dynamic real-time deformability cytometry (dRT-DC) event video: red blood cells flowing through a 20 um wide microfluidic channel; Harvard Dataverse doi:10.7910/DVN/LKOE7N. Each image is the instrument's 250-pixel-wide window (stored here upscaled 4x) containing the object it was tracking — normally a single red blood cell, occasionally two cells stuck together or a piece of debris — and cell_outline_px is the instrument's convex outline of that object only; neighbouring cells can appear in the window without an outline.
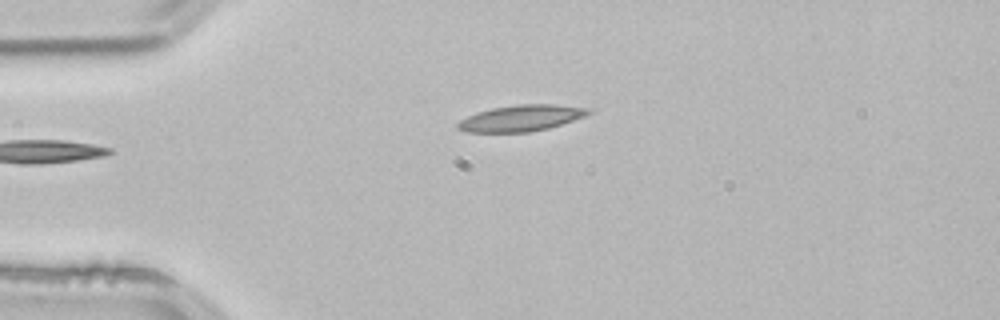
{"species": "common noctule bat (a hibernating species)", "species_latin": "Nyctalus noctula", "temperature_condition": "room temperature", "stored_images_in_passage": 3, "camera_frame_rate_fps": 3000, "um_per_image_px": 0.085, "animal": {"sex": "male", "body_mass_g": 21.5, "forearm_length_mm": 52.0}, "frame": {"image": 1, "passage_image": 2, "time_ms": 0.333, "image_size_px": [1000, 320], "cell_outline_px": [[592, 112], [584, 116], [548, 128], [528, 132], [464, 132], [456, 128], [456, 124], [460, 120], [476, 112], [492, 108], [516, 104], [556, 104], [592, 108]], "centroid_in_image_um": [44.28, 10.03], "position_along_channel_um": 40.7, "area_um2": 20.0}}
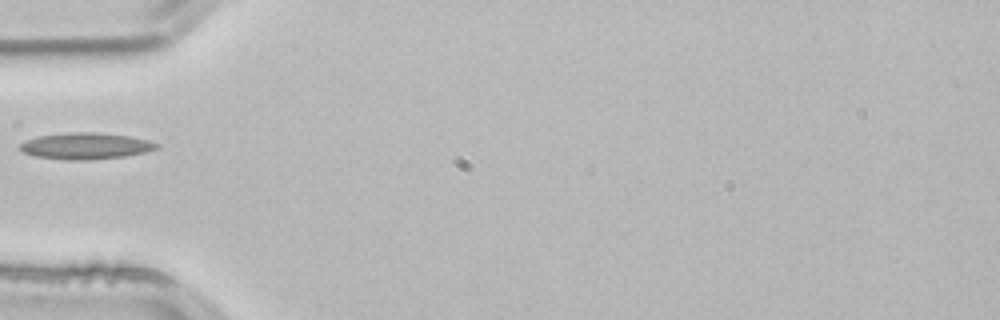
{"frame": {"image": 2, "passage_image": 3, "time_ms": 0.667, "image_size_px": [1000, 320], "cell_outline_px": [[160, 148], [144, 152], [124, 156], [88, 160], [68, 160], [36, 156], [24, 152], [20, 148], [20, 144], [28, 140], [40, 136], [72, 132], [92, 132], [128, 136], [148, 140], [160, 144]], "centroid_in_image_um": [7.33, 12.41], "position_along_channel_um": 77.7, "area_um2": 20.69}}